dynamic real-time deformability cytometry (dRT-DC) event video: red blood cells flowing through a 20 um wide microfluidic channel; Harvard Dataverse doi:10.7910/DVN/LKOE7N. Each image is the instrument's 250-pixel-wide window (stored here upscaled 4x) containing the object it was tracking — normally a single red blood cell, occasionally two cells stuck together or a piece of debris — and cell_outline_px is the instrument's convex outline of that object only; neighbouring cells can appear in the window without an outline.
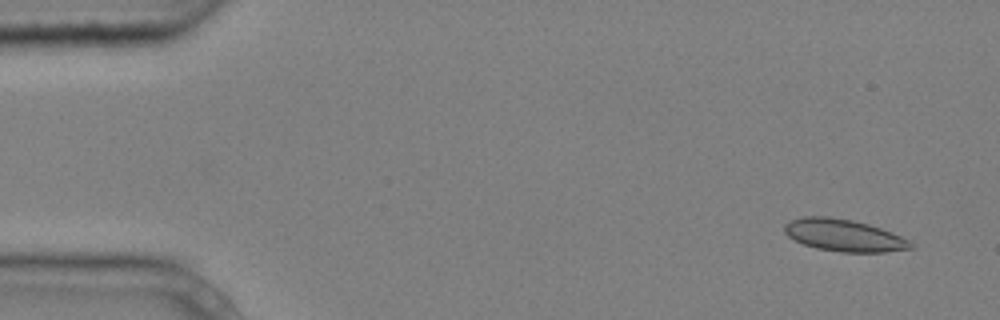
{"species": "common noctule bat (a hibernating species)", "species_latin": "Nyctalus noctula", "temperature_condition": "cold", "stored_images_in_passage": 5, "camera_frame_rate_fps": 3000, "um_per_image_px": 0.085, "animal": {"sex": "male", "body_mass_g": 20.4}, "frame": {"image": 1, "passage_image": 1, "time_ms": 0.0, "image_size_px": [1000, 320], "cell_outline_px": [[916, 248], [884, 252], [840, 252], [816, 248], [804, 244], [788, 236], [784, 232], [784, 224], [792, 220], [804, 216], [828, 216], [852, 220], [868, 224], [892, 232], [908, 240]], "centroid_in_image_um": [71.73, 20.0], "position_along_channel_um": 13.3, "area_um2": 23.52}}
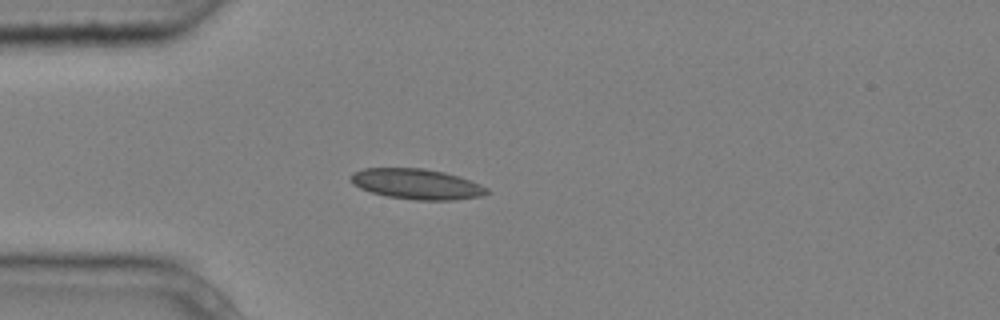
{"frame": {"image": 2, "passage_image": 4, "time_ms": 1.0, "image_size_px": [1000, 320], "cell_outline_px": [[492, 192], [480, 196], [456, 200], [416, 200], [388, 196], [372, 192], [360, 188], [352, 184], [352, 172], [364, 168], [424, 168], [444, 172], [480, 184], [488, 188]], "centroid_in_image_um": [35.43, 15.64], "position_along_channel_um": 49.6, "area_um2": 23.99}}